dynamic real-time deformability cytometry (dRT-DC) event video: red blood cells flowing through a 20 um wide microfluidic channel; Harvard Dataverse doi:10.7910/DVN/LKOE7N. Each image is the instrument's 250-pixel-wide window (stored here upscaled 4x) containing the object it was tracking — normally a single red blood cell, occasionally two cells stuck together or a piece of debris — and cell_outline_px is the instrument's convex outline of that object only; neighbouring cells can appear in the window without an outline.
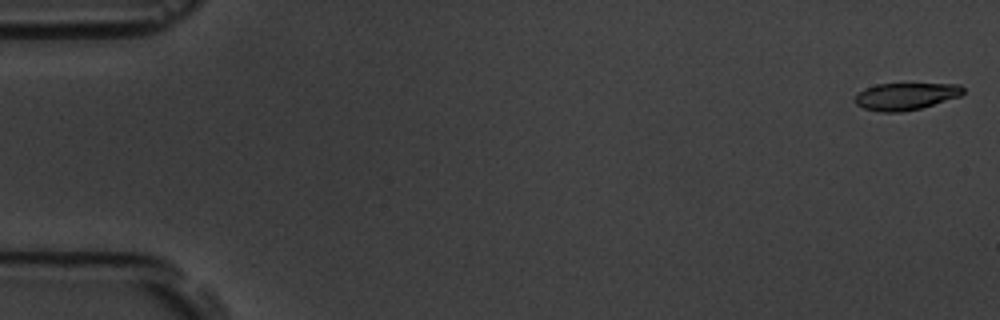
{"species": "common noctule bat (a hibernating species)", "species_latin": "Nyctalus noctula", "temperature_condition": "room temperature", "stored_images_in_passage": 5, "camera_frame_rate_fps": 3000, "um_per_image_px": 0.085, "animal": {"sex": "male", "body_mass_g": 19.5, "forearm_length_mm": 54.6}, "frame": {"image": 1, "passage_image": 1, "time_ms": 0.0, "image_size_px": [1000, 320], "cell_outline_px": [[964, 92], [960, 96], [920, 108], [900, 112], [880, 112], [864, 108], [856, 104], [852, 100], [864, 88], [876, 84], [960, 84], [964, 88]], "centroid_in_image_um": [76.96, 8.18], "position_along_channel_um": 8.0, "area_um2": 16.99}}
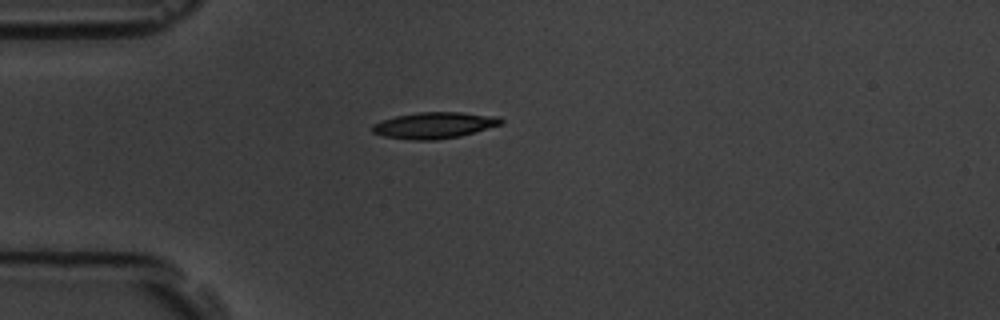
{"frame": {"image": 2, "passage_image": 5, "time_ms": 4.667, "image_size_px": [1000, 320], "cell_outline_px": [[504, 120], [500, 124], [460, 136], [436, 140], [412, 140], [384, 136], [372, 132], [372, 124], [396, 116], [416, 112], [460, 112], [500, 116]], "centroid_in_image_um": [36.91, 10.64], "position_along_channel_um": 48.1, "area_um2": 19.59}}